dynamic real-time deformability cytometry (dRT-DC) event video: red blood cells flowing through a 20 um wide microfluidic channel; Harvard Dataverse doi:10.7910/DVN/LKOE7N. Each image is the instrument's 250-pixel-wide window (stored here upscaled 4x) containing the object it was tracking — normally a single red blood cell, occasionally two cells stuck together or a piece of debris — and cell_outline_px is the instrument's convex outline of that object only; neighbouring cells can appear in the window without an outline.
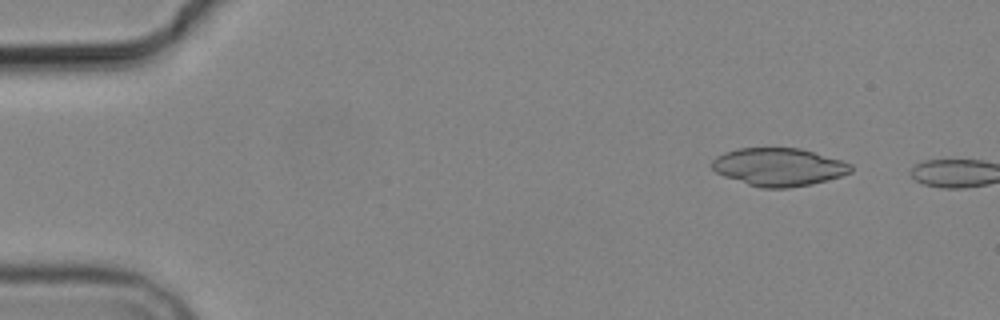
{"species": "common noctule bat (a hibernating species)", "species_latin": "Nyctalus noctula", "temperature_condition": "cold", "stored_images_in_passage": 2, "camera_frame_rate_fps": 3000, "um_per_image_px": 0.085, "animal": {"sex": "male", "body_mass_g": 19.2, "forearm_length_mm": 51.8}, "frame": {"image": 1, "passage_image": 1, "time_ms": 0.0, "image_size_px": [1000, 320], "cell_outline_px": [[852, 172], [840, 176], [812, 184], [788, 188], [760, 188], [724, 176], [716, 172], [712, 168], [712, 160], [716, 156], [724, 152], [736, 148], [800, 148], [840, 160], [852, 164]], "centroid_in_image_um": [66.17, 14.19], "position_along_channel_um": 18.8, "area_um2": 30.63}}